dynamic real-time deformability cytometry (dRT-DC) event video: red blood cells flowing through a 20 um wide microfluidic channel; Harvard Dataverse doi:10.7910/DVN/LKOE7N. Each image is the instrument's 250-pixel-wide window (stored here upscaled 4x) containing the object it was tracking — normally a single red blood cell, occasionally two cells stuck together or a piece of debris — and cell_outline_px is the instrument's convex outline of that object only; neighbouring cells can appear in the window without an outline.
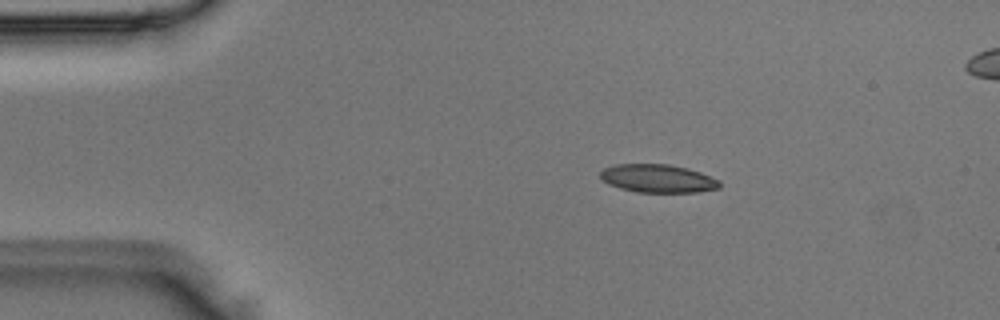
{"species": "Egyptian fruit bat (a non-hibernating species)", "species_latin": "Rousettus aegyptiacus", "temperature_condition": "room temperature", "stored_images_in_passage": 4, "camera_frame_rate_fps": 3000, "um_per_image_px": 0.085, "animal": {"sex": "male"}, "frame": {"image": 1, "passage_image": 2, "time_ms": 0.333, "image_size_px": [1000, 320], "cell_outline_px": [[720, 188], [696, 192], [636, 192], [620, 188], [608, 184], [600, 176], [600, 172], [604, 168], [612, 164], [668, 164], [688, 168], [700, 172], [720, 180]], "centroid_in_image_um": [55.91, 15.16], "position_along_channel_um": 29.1, "area_um2": 19.65}}